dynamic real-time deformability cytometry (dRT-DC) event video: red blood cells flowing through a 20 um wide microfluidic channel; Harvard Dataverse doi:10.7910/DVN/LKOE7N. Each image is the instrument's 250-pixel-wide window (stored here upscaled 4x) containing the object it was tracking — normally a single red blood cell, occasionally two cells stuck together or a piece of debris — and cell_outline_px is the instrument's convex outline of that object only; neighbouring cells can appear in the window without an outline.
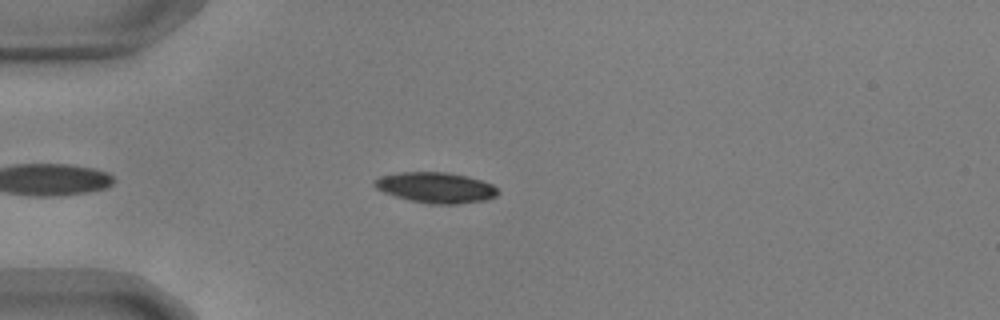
{"species": "common noctule bat (a hibernating species)", "species_latin": "Nyctalus noctula", "temperature_condition": "warm", "stored_images_in_passage": 43, "camera_frame_rate_fps": 3000, "um_per_image_px": 0.085, "animal": {"sex": "male", "body_mass_g": 17.9, "forearm_length_mm": 54.2}, "frame": {"image": 1, "passage_image": 8, "time_ms": 2.333, "image_size_px": [1000, 320], "cell_outline_px": [[500, 192], [496, 196], [488, 200], [456, 204], [428, 204], [396, 196], [384, 192], [376, 188], [372, 184], [372, 180], [380, 176], [400, 172], [448, 172], [468, 176], [492, 184]], "centroid_in_image_um": [37.05, 15.94], "position_along_channel_um": 48.0, "area_um2": 22.14}}
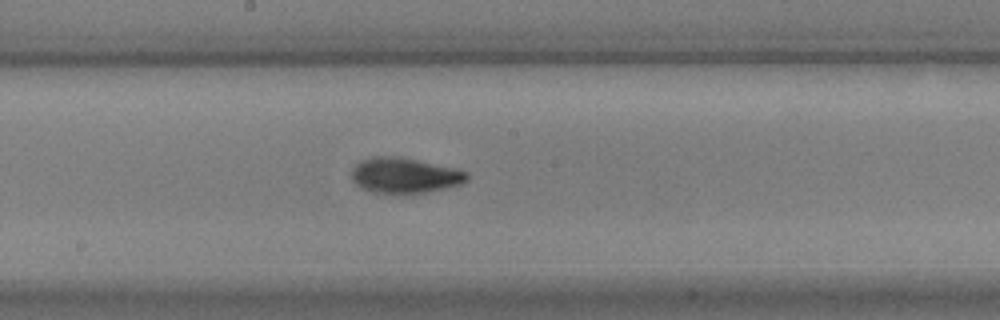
{"frame": {"image": 2, "passage_image": 23, "time_ms": 7.333, "image_size_px": [1000, 320], "cell_outline_px": [[468, 180], [460, 184], [444, 188], [424, 192], [372, 192], [360, 188], [352, 180], [352, 168], [360, 160], [372, 156], [388, 156], [416, 160], [456, 168], [468, 172]], "centroid_in_image_um": [34.37, 14.9], "position_along_channel_um": 213.8, "area_um2": 23.41}}
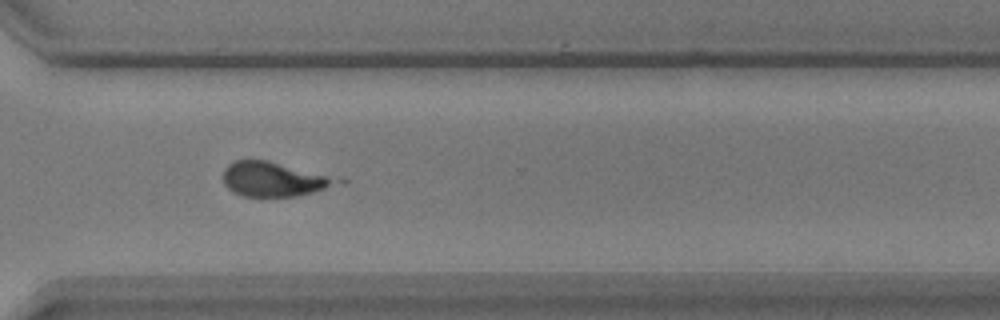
{"frame": {"image": 3, "passage_image": 34, "time_ms": 11.0, "image_size_px": [1000, 320], "cell_outline_px": [[348, 180], [344, 184], [296, 196], [244, 196], [232, 192], [224, 184], [224, 168], [228, 164], [236, 160], [268, 160], [344, 176]], "centroid_in_image_um": [23.48, 15.21], "position_along_channel_um": 347.1, "area_um2": 23.93}, "authors_computed_cell_mechanics": {"area_um2": 22.8888, "velocity_mm_per_s": 3.6458, "shape_relaxation_time_tau1_ms": 4.1068, "shape_relaxation_time_tau2_ms": null, "deformation_change_tau1": 0.1699, "deformation_change_tau2": null}}